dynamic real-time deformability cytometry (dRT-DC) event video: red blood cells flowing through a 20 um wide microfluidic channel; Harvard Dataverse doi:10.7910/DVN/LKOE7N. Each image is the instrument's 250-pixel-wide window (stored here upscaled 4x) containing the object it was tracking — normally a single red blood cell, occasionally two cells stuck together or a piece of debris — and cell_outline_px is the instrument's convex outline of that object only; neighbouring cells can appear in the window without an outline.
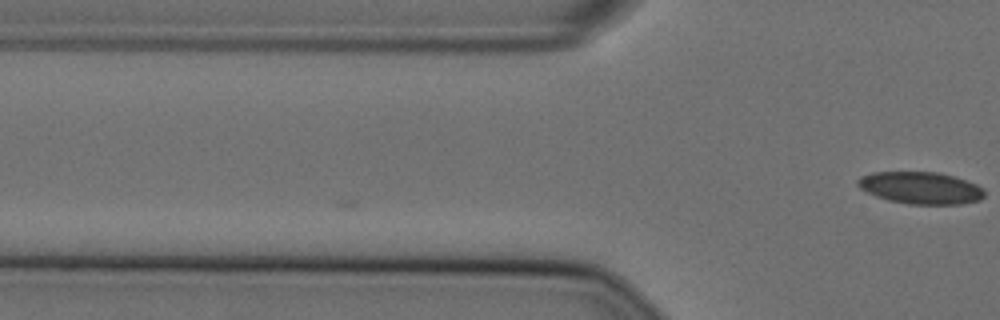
{"species": "Egyptian fruit bat (a non-hibernating species)", "species_latin": "Rousettus aegyptiacus", "temperature_condition": "cold", "stored_images_in_passage": 3, "camera_frame_rate_fps": 3000, "um_per_image_px": 0.085, "animal": {"sex": "female"}, "frame": {"image": 1, "passage_image": 3, "time_ms": 0.667, "image_size_px": [1000, 320], "cell_outline_px": [[984, 196], [980, 200], [960, 204], [908, 204], [888, 200], [876, 196], [860, 188], [856, 184], [856, 180], [860, 176], [872, 172], [936, 172], [952, 176], [976, 184], [984, 188]], "centroid_in_image_um": [78.23, 15.97], "position_along_channel_um": 47.6, "area_um2": 23.64}}